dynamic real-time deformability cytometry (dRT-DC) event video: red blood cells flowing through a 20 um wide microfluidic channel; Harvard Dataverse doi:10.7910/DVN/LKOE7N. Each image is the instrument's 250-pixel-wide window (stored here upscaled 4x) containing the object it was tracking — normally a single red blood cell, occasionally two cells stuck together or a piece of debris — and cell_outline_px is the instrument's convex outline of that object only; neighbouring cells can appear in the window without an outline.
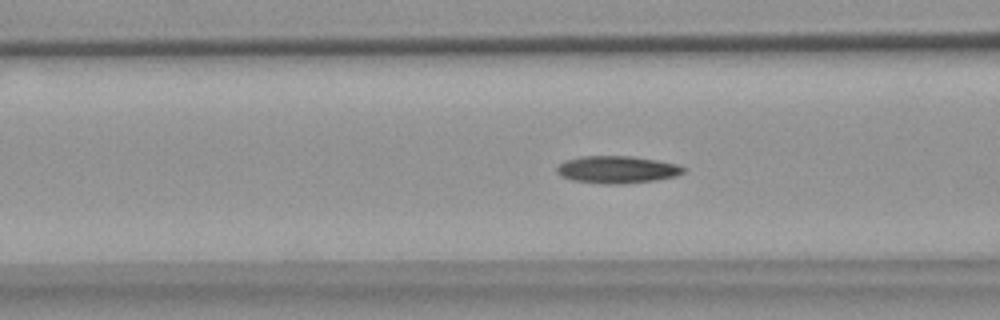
{"species": "common noctule bat (a hibernating species)", "species_latin": "Nyctalus noctula", "temperature_condition": "warm", "stored_images_in_passage": 47, "camera_frame_rate_fps": 3000, "um_per_image_px": 0.085, "animal": {"sex": "female", "body_mass_g": 18.4}, "frame": {"image": 1, "passage_image": 13, "time_ms": 4.0, "image_size_px": [1000, 320], "cell_outline_px": [[684, 172], [676, 176], [656, 180], [624, 184], [604, 184], [572, 180], [560, 176], [556, 172], [556, 168], [564, 160], [580, 156], [632, 156], [656, 160], [676, 164], [684, 168]], "centroid_in_image_um": [52.41, 14.42], "position_along_channel_um": 114.2, "area_um2": 20.23}}
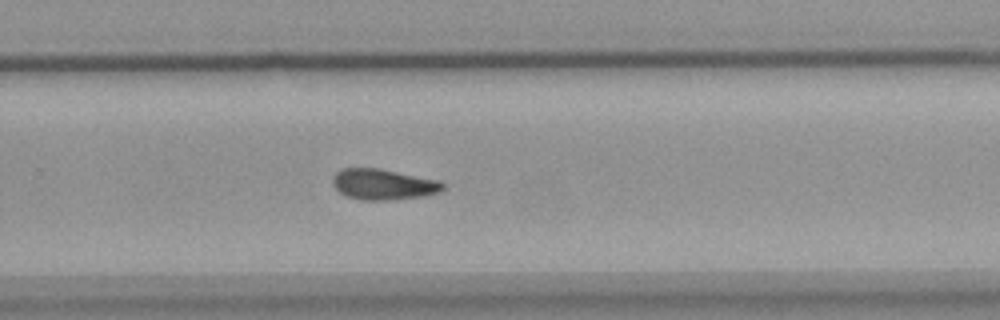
{"frame": {"image": 2, "passage_image": 28, "time_ms": 9.0, "image_size_px": [1000, 320], "cell_outline_px": [[444, 188], [440, 192], [424, 196], [388, 200], [360, 200], [348, 196], [340, 192], [332, 184], [332, 176], [336, 172], [344, 168], [380, 168], [440, 180], [444, 184]], "centroid_in_image_um": [32.59, 15.66], "position_along_channel_um": 297.2, "area_um2": 19.88}}
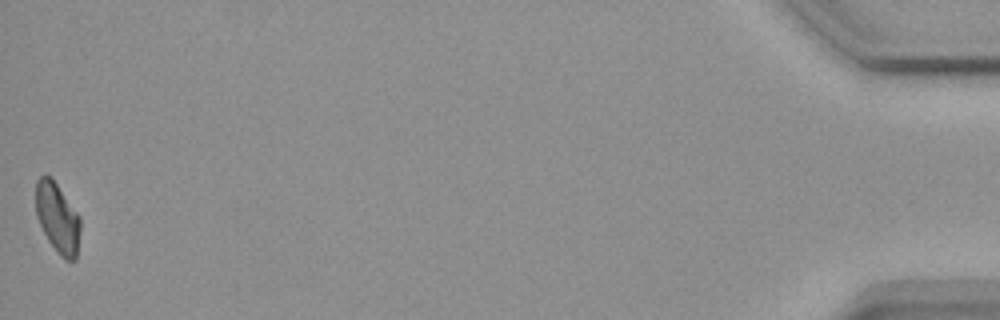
{"frame": {"image": 3, "passage_image": 47, "time_ms": 15.333, "image_size_px": [1000, 320], "cell_outline_px": [[80, 228], [76, 260], [64, 260], [60, 256], [48, 240], [36, 216], [36, 180], [40, 176], [52, 176], [80, 216]], "centroid_in_image_um": [4.89, 18.51], "position_along_channel_um": 430.3, "area_um2": 18.26}, "authors_computed_cell_mechanics": {"area_um2": 19.5942, "velocity_mm_per_s": 3.6717, "shape_relaxation_time_tau1_ms": 5.7292, "shape_relaxation_time_tau2_ms": 10.0433, "deformation_change_tau1": 0.1565, "deformation_change_tau2": 0.1731}}